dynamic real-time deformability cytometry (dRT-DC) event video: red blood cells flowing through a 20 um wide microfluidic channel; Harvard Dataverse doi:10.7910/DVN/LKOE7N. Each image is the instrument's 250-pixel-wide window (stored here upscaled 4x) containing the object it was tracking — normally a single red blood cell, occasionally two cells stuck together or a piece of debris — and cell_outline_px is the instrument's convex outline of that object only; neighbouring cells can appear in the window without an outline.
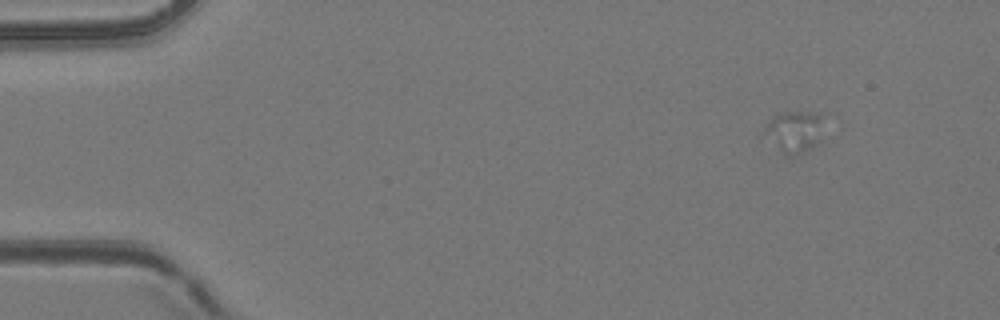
{"species": "common noctule bat (a hibernating species)", "species_latin": "Nyctalus noctula", "temperature_condition": "room temperature", "stored_images_in_passage": 26, "camera_frame_rate_fps": 3000, "um_per_image_px": 0.085, "animal": {"sex": "female", "body_mass_g": 24.6, "forearm_length_mm": 56.2}, "frame": {"image": 1, "passage_image": 8, "time_ms": 2.333, "image_size_px": [1000, 320], "cell_outline_px": [[820, 140], [812, 148], [792, 156], [784, 156], [760, 136], [768, 120], [772, 116], [784, 112], [808, 112], [820, 116]], "centroid_in_image_um": [67.37, 11.24], "position_along_channel_um": 17.6, "area_um2": 14.62}}
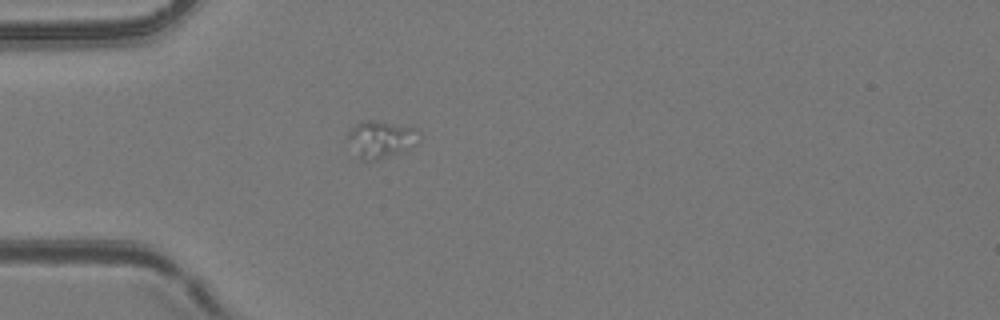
{"frame": {"image": 2, "passage_image": 19, "time_ms": 6.0, "image_size_px": [1000, 320], "cell_outline_px": [[420, 140], [416, 144], [404, 152], [376, 160], [360, 160], [348, 136], [348, 132], [360, 120], [376, 120], [408, 124], [420, 128]], "centroid_in_image_um": [32.5, 11.79], "position_along_channel_um": 52.5, "area_um2": 15.9}}